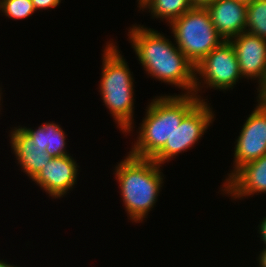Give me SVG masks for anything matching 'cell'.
Here are the masks:
<instances>
[{"mask_svg": "<svg viewBox=\"0 0 266 267\" xmlns=\"http://www.w3.org/2000/svg\"><path fill=\"white\" fill-rule=\"evenodd\" d=\"M128 38L147 75L158 81L176 85L194 94L195 65L184 53L157 30L137 24L128 30ZM187 90V91H186Z\"/></svg>", "mask_w": 266, "mask_h": 267, "instance_id": "6da1fadb", "label": "cell"}, {"mask_svg": "<svg viewBox=\"0 0 266 267\" xmlns=\"http://www.w3.org/2000/svg\"><path fill=\"white\" fill-rule=\"evenodd\" d=\"M200 102L195 94L157 96L147 106L129 154L152 159L170 140L182 119Z\"/></svg>", "mask_w": 266, "mask_h": 267, "instance_id": "7a4b0ae2", "label": "cell"}, {"mask_svg": "<svg viewBox=\"0 0 266 267\" xmlns=\"http://www.w3.org/2000/svg\"><path fill=\"white\" fill-rule=\"evenodd\" d=\"M154 160L128 154L115 167V178L120 187L121 200L129 219L140 223L158 200L163 184V172Z\"/></svg>", "mask_w": 266, "mask_h": 267, "instance_id": "3957f363", "label": "cell"}, {"mask_svg": "<svg viewBox=\"0 0 266 267\" xmlns=\"http://www.w3.org/2000/svg\"><path fill=\"white\" fill-rule=\"evenodd\" d=\"M103 51L99 86L101 99L118 128H121L123 134L129 133L134 128V78L118 46L107 42Z\"/></svg>", "mask_w": 266, "mask_h": 267, "instance_id": "277c9868", "label": "cell"}, {"mask_svg": "<svg viewBox=\"0 0 266 267\" xmlns=\"http://www.w3.org/2000/svg\"><path fill=\"white\" fill-rule=\"evenodd\" d=\"M168 26L176 46L194 65L224 41L206 8H192Z\"/></svg>", "mask_w": 266, "mask_h": 267, "instance_id": "5b68a950", "label": "cell"}, {"mask_svg": "<svg viewBox=\"0 0 266 267\" xmlns=\"http://www.w3.org/2000/svg\"><path fill=\"white\" fill-rule=\"evenodd\" d=\"M199 78L201 80H199ZM241 78L242 76L240 74L239 63L234 47L230 41H223L195 65L194 94L200 101H205L207 99L201 98V95L198 94L200 88L205 87L204 84L207 85V88H215V90L219 89L220 91H224L230 88L233 89L236 82Z\"/></svg>", "mask_w": 266, "mask_h": 267, "instance_id": "8992f818", "label": "cell"}, {"mask_svg": "<svg viewBox=\"0 0 266 267\" xmlns=\"http://www.w3.org/2000/svg\"><path fill=\"white\" fill-rule=\"evenodd\" d=\"M208 102L200 101L181 121L175 129L170 140L152 158L157 164H164L176 158L178 154L189 150L198 140L203 137L204 132L213 123L214 113ZM175 156V157H174Z\"/></svg>", "mask_w": 266, "mask_h": 267, "instance_id": "52a82bcc", "label": "cell"}, {"mask_svg": "<svg viewBox=\"0 0 266 267\" xmlns=\"http://www.w3.org/2000/svg\"><path fill=\"white\" fill-rule=\"evenodd\" d=\"M258 104L247 117L236 139L233 170L225 182L244 164L266 154V100L257 97Z\"/></svg>", "mask_w": 266, "mask_h": 267, "instance_id": "ba28073f", "label": "cell"}, {"mask_svg": "<svg viewBox=\"0 0 266 267\" xmlns=\"http://www.w3.org/2000/svg\"><path fill=\"white\" fill-rule=\"evenodd\" d=\"M229 41L236 52L242 78L258 80L259 92L266 83V40L242 32Z\"/></svg>", "mask_w": 266, "mask_h": 267, "instance_id": "9c48e42d", "label": "cell"}, {"mask_svg": "<svg viewBox=\"0 0 266 267\" xmlns=\"http://www.w3.org/2000/svg\"><path fill=\"white\" fill-rule=\"evenodd\" d=\"M78 168L71 155L52 157L41 171L32 179L41 189L53 198H61L77 182Z\"/></svg>", "mask_w": 266, "mask_h": 267, "instance_id": "30bf717a", "label": "cell"}, {"mask_svg": "<svg viewBox=\"0 0 266 267\" xmlns=\"http://www.w3.org/2000/svg\"><path fill=\"white\" fill-rule=\"evenodd\" d=\"M233 199L266 193V154L241 166L221 187Z\"/></svg>", "mask_w": 266, "mask_h": 267, "instance_id": "8fae6325", "label": "cell"}, {"mask_svg": "<svg viewBox=\"0 0 266 267\" xmlns=\"http://www.w3.org/2000/svg\"><path fill=\"white\" fill-rule=\"evenodd\" d=\"M218 34L229 41L246 32L247 5L235 0H216L206 8Z\"/></svg>", "mask_w": 266, "mask_h": 267, "instance_id": "7c38bea8", "label": "cell"}, {"mask_svg": "<svg viewBox=\"0 0 266 267\" xmlns=\"http://www.w3.org/2000/svg\"><path fill=\"white\" fill-rule=\"evenodd\" d=\"M9 137L18 165L32 180L52 157L46 152V148L33 143V138L22 126L11 129Z\"/></svg>", "mask_w": 266, "mask_h": 267, "instance_id": "4fadbf2b", "label": "cell"}, {"mask_svg": "<svg viewBox=\"0 0 266 267\" xmlns=\"http://www.w3.org/2000/svg\"><path fill=\"white\" fill-rule=\"evenodd\" d=\"M22 128L33 138V143L46 148V152L51 157L70 155L65 147L66 134L59 124L45 122L35 130L24 126Z\"/></svg>", "mask_w": 266, "mask_h": 267, "instance_id": "5bb4252c", "label": "cell"}, {"mask_svg": "<svg viewBox=\"0 0 266 267\" xmlns=\"http://www.w3.org/2000/svg\"><path fill=\"white\" fill-rule=\"evenodd\" d=\"M140 10L149 9L152 17L166 19L170 24L187 11L193 8L191 0H145L140 6Z\"/></svg>", "mask_w": 266, "mask_h": 267, "instance_id": "9a60e30c", "label": "cell"}, {"mask_svg": "<svg viewBox=\"0 0 266 267\" xmlns=\"http://www.w3.org/2000/svg\"><path fill=\"white\" fill-rule=\"evenodd\" d=\"M246 32L266 40V0H253L247 4Z\"/></svg>", "mask_w": 266, "mask_h": 267, "instance_id": "2e32d148", "label": "cell"}, {"mask_svg": "<svg viewBox=\"0 0 266 267\" xmlns=\"http://www.w3.org/2000/svg\"><path fill=\"white\" fill-rule=\"evenodd\" d=\"M0 10L6 17L21 20L35 13L32 0H0Z\"/></svg>", "mask_w": 266, "mask_h": 267, "instance_id": "e0dca14e", "label": "cell"}, {"mask_svg": "<svg viewBox=\"0 0 266 267\" xmlns=\"http://www.w3.org/2000/svg\"><path fill=\"white\" fill-rule=\"evenodd\" d=\"M62 0H32L35 10H47L60 5Z\"/></svg>", "mask_w": 266, "mask_h": 267, "instance_id": "ac0fdd59", "label": "cell"}, {"mask_svg": "<svg viewBox=\"0 0 266 267\" xmlns=\"http://www.w3.org/2000/svg\"><path fill=\"white\" fill-rule=\"evenodd\" d=\"M216 0H191L193 8H207Z\"/></svg>", "mask_w": 266, "mask_h": 267, "instance_id": "d6986e66", "label": "cell"}, {"mask_svg": "<svg viewBox=\"0 0 266 267\" xmlns=\"http://www.w3.org/2000/svg\"><path fill=\"white\" fill-rule=\"evenodd\" d=\"M259 229V234L261 235L260 238H261V241L264 242L265 244V247L266 248V217L263 218V220L260 221V225L258 226Z\"/></svg>", "mask_w": 266, "mask_h": 267, "instance_id": "ffe728a7", "label": "cell"}, {"mask_svg": "<svg viewBox=\"0 0 266 267\" xmlns=\"http://www.w3.org/2000/svg\"><path fill=\"white\" fill-rule=\"evenodd\" d=\"M259 267H266V248L258 256Z\"/></svg>", "mask_w": 266, "mask_h": 267, "instance_id": "44dd1931", "label": "cell"}, {"mask_svg": "<svg viewBox=\"0 0 266 267\" xmlns=\"http://www.w3.org/2000/svg\"><path fill=\"white\" fill-rule=\"evenodd\" d=\"M0 267H19V266H15L13 264L11 265V264H8L7 262L0 260Z\"/></svg>", "mask_w": 266, "mask_h": 267, "instance_id": "7402d4cb", "label": "cell"}, {"mask_svg": "<svg viewBox=\"0 0 266 267\" xmlns=\"http://www.w3.org/2000/svg\"><path fill=\"white\" fill-rule=\"evenodd\" d=\"M235 1L242 2V3H245L247 5L250 2H252L253 0H235Z\"/></svg>", "mask_w": 266, "mask_h": 267, "instance_id": "603a6c76", "label": "cell"}, {"mask_svg": "<svg viewBox=\"0 0 266 267\" xmlns=\"http://www.w3.org/2000/svg\"><path fill=\"white\" fill-rule=\"evenodd\" d=\"M138 1V7L145 1V0H137Z\"/></svg>", "mask_w": 266, "mask_h": 267, "instance_id": "cb8c5ba5", "label": "cell"}, {"mask_svg": "<svg viewBox=\"0 0 266 267\" xmlns=\"http://www.w3.org/2000/svg\"><path fill=\"white\" fill-rule=\"evenodd\" d=\"M1 94H2V93H1V89H0V100H2V99H1V96H2V95H1ZM0 105H1V104H0ZM0 107H1V106H0Z\"/></svg>", "mask_w": 266, "mask_h": 267, "instance_id": "d4e9b609", "label": "cell"}]
</instances>
